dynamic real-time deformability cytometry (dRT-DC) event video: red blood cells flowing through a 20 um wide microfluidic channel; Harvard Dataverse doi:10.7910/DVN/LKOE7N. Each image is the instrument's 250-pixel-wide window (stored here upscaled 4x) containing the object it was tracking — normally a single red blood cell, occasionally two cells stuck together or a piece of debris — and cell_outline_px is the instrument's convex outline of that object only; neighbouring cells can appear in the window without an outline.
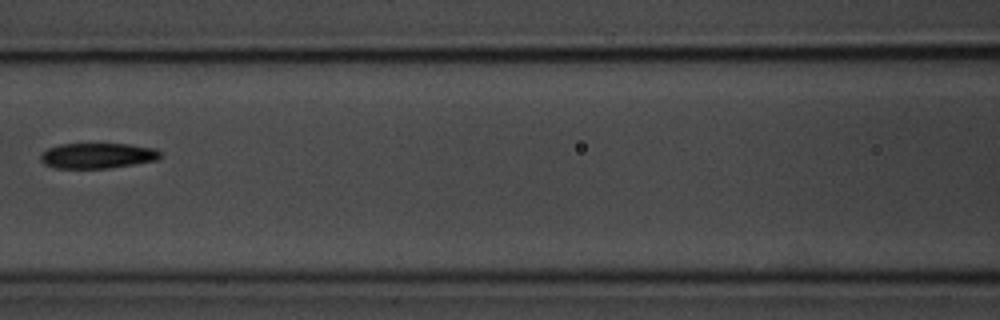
{"species": "common noctule bat (a hibernating species)", "species_latin": "Nyctalus noctula", "temperature_condition": "room temperature", "stored_images_in_passage": 10, "camera_frame_rate_fps": 3000, "um_per_image_px": 0.085, "animal": {"sex": "male", "body_mass_g": 20.1, "forearm_length_mm": 53.5}, "frame": {"image": 1, "passage_image": 7, "time_ms": 7.0, "image_size_px": [1000, 320], "cell_outline_px": [[160, 156], [156, 160], [108, 168], [56, 168], [44, 164], [40, 160], [40, 156], [48, 148], [60, 144], [128, 144], [156, 148], [160, 152]], "centroid_in_image_um": [8.27, 13.23], "position_along_channel_um": 158.3, "area_um2": 17.57}}
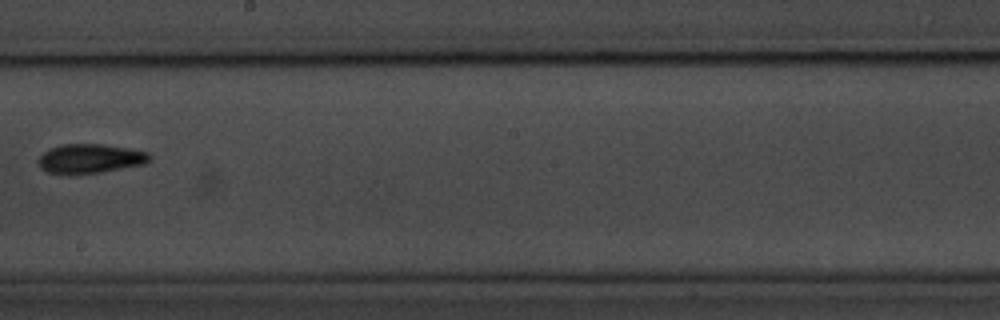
{"frame": {"image": 2, "passage_image": 9, "time_ms": 9.333, "image_size_px": [1000, 320], "cell_outline_px": [[152, 160], [148, 164], [100, 172], [68, 176], [48, 172], [40, 168], [36, 160], [48, 148], [60, 144], [104, 144], [128, 148], [148, 152], [152, 156]], "centroid_in_image_um": [7.66, 13.5], "position_along_channel_um": 240.5, "area_um2": 19.65}}